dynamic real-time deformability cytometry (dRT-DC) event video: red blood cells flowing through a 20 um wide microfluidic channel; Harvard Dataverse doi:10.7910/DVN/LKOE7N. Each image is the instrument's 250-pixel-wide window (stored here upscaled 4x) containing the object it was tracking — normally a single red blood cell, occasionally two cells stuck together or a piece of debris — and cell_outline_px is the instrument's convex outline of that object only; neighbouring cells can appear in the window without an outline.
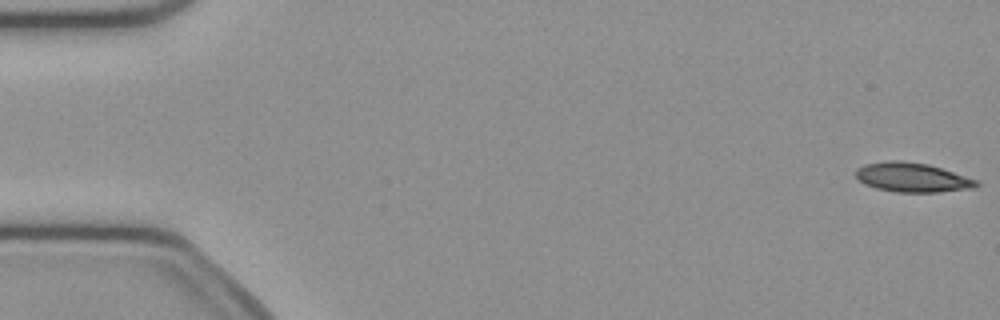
{"species": "common noctule bat (a hibernating species)", "species_latin": "Nyctalus noctula", "temperature_condition": "cold", "stored_images_in_passage": 52, "camera_frame_rate_fps": 3000, "um_per_image_px": 0.085, "animal": {"sex": "female", "body_mass_g": 21.9}, "frame": {"image": 1, "passage_image": 1, "time_ms": 0.0, "image_size_px": [1000, 320], "cell_outline_px": [[980, 184], [972, 188], [940, 192], [896, 192], [876, 188], [864, 184], [856, 176], [856, 168], [864, 164], [892, 160], [900, 160], [928, 164], [976, 180]], "centroid_in_image_um": [77.5, 15.08], "position_along_channel_um": 7.5, "area_um2": 20.4}}
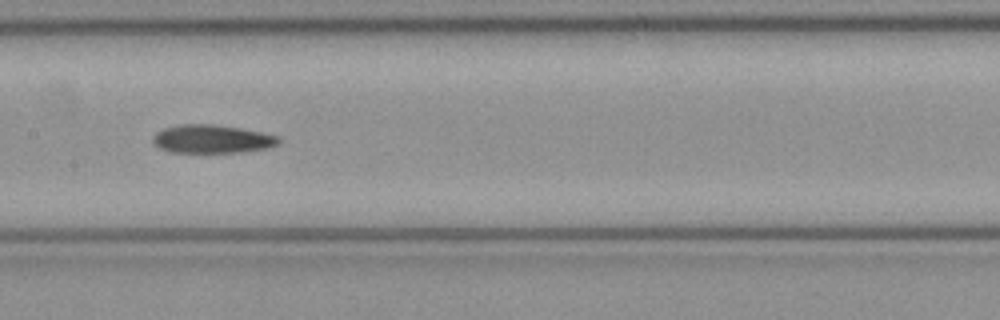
{"frame": {"image": 2, "passage_image": 26, "time_ms": 8.333, "image_size_px": [1000, 320], "cell_outline_px": [[280, 144], [272, 148], [244, 152], [168, 152], [160, 148], [152, 140], [152, 136], [156, 132], [164, 128], [180, 124], [216, 124], [240, 128], [280, 136]], "centroid_in_image_um": [18.07, 11.82], "position_along_channel_um": 189.3, "area_um2": 21.04}}
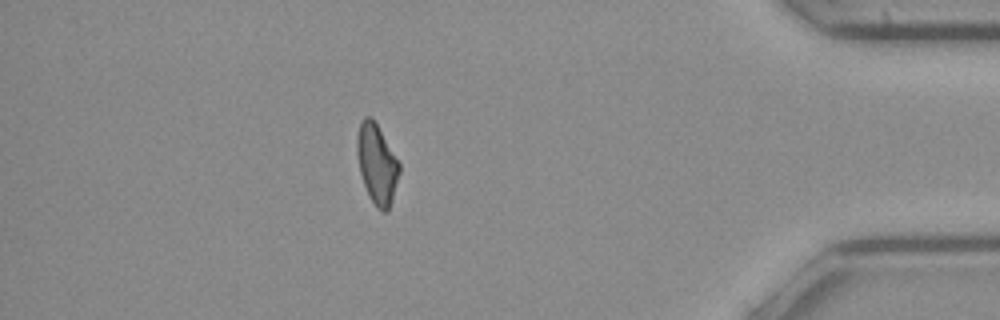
{"frame": {"image": 3, "passage_image": 46, "time_ms": 15.0, "image_size_px": [1000, 320], "cell_outline_px": [[400, 172], [392, 200], [388, 212], [380, 212], [376, 208], [368, 196], [360, 172], [356, 152], [356, 140], [360, 120], [364, 116], [372, 116], [400, 164]], "centroid_in_image_um": [32.02, 13.95], "position_along_channel_um": 403.2, "area_um2": 19.83}, "authors_computed_cell_mechanics": {"area_um2": 20.6924, "velocity_mm_per_s": 3.9035, "shape_relaxation_time_tau1_ms": 4.7514, "shape_relaxation_time_tau2_ms": 6.3758, "deformation_change_tau1": 0.1468, "deformation_change_tau2": 0.1656}}